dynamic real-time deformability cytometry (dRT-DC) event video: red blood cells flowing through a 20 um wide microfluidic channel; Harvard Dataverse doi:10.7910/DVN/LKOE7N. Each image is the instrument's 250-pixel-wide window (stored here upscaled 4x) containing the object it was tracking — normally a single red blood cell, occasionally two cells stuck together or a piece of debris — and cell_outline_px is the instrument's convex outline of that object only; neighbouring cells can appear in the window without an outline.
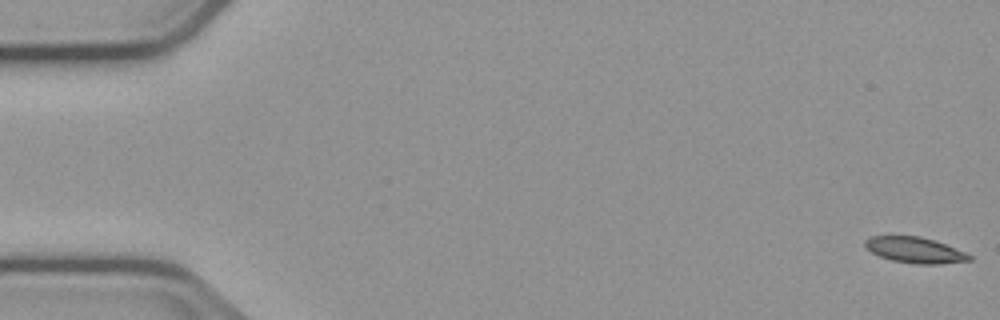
{"species": "common noctule bat (a hibernating species)", "species_latin": "Nyctalus noctula", "temperature_condition": "cold", "stored_images_in_passage": 55, "camera_frame_rate_fps": 3000, "um_per_image_px": 0.085, "animal": {"sex": "male", "body_mass_g": 23.1, "forearm_length_mm": 52.7}, "frame": {"image": 1, "passage_image": 1, "time_ms": 0.0, "image_size_px": [1000, 320], "cell_outline_px": [[972, 260], [940, 264], [916, 264], [892, 260], [880, 256], [872, 252], [864, 244], [864, 240], [868, 236], [920, 236], [936, 240], [964, 252], [972, 256]], "centroid_in_image_um": [77.77, 21.25], "position_along_channel_um": 7.2, "area_um2": 15.66}}
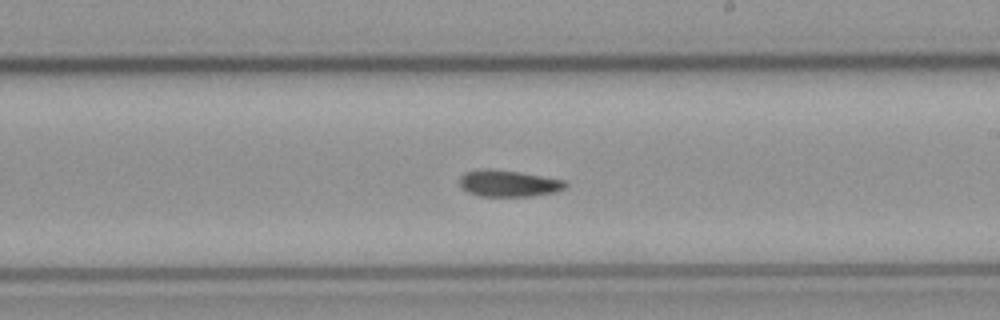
{"frame": {"image": 2, "passage_image": 32, "time_ms": 10.333, "image_size_px": [1000, 320], "cell_outline_px": [[568, 184], [564, 188], [556, 192], [532, 196], [480, 196], [468, 192], [460, 188], [460, 176], [464, 172], [480, 168], [492, 168], [520, 172], [564, 180]], "centroid_in_image_um": [43.18, 15.58], "position_along_channel_um": 245.8, "area_um2": 16.59}}
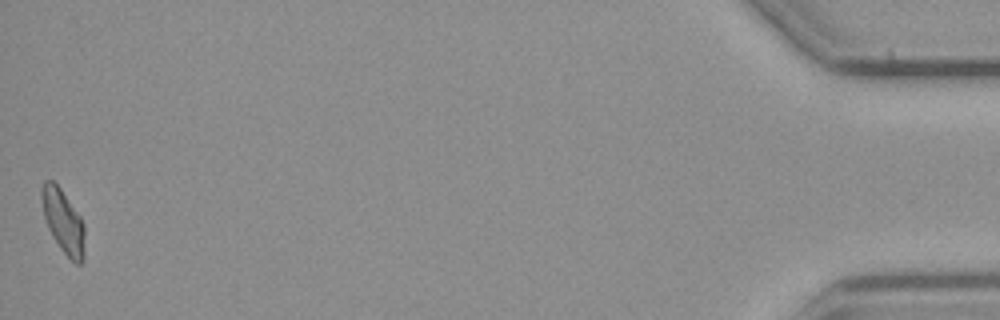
{"frame": {"image": 3, "passage_image": 55, "time_ms": 18.0, "image_size_px": [1000, 320], "cell_outline_px": [[84, 260], [80, 264], [76, 264], [60, 248], [52, 236], [48, 228], [44, 216], [40, 196], [40, 188], [44, 180], [52, 180], [60, 188], [80, 216], [84, 224]], "centroid_in_image_um": [5.36, 18.8], "position_along_channel_um": 429.8, "area_um2": 15.95}, "authors_computed_cell_mechanics": {"area_um2": 16.2418, "velocity_mm_per_s": 3.7448, "shape_relaxation_time_tau1_ms": 7.427, "shape_relaxation_time_tau2_ms": 4.8906, "deformation_change_tau1": 0.1503, "deformation_change_tau2": 0.0918}}